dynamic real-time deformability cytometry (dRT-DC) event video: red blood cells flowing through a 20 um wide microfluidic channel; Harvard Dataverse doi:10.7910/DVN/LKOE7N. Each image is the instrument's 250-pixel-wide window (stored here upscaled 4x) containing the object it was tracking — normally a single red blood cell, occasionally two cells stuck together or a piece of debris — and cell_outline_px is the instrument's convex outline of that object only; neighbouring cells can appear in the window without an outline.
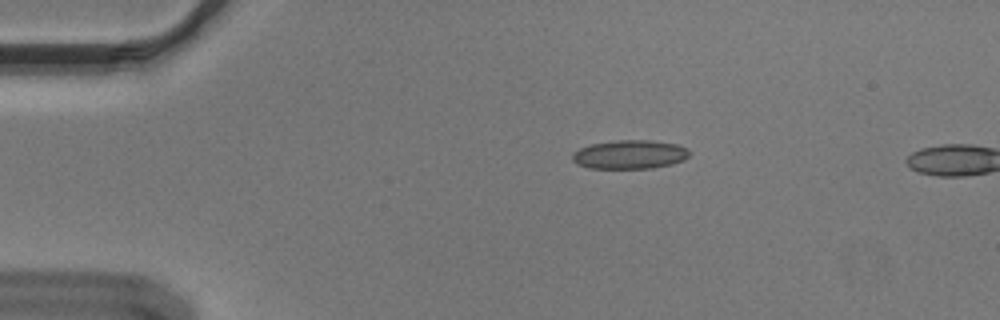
{"species": "Egyptian fruit bat (a non-hibernating species)", "species_latin": "Rousettus aegyptiacus", "temperature_condition": "cold", "stored_images_in_passage": 3, "camera_frame_rate_fps": 3000, "um_per_image_px": 0.085, "animal": {"sex": "male"}, "frame": {"image": 1, "passage_image": 1, "time_ms": 0.0, "image_size_px": [1000, 320], "cell_outline_px": [[688, 156], [684, 160], [672, 164], [652, 168], [588, 168], [576, 164], [572, 160], [572, 152], [580, 148], [592, 144], [616, 140], [652, 140], [676, 144], [688, 148]], "centroid_in_image_um": [53.51, 13.13], "position_along_channel_um": 31.5, "area_um2": 19.71}}